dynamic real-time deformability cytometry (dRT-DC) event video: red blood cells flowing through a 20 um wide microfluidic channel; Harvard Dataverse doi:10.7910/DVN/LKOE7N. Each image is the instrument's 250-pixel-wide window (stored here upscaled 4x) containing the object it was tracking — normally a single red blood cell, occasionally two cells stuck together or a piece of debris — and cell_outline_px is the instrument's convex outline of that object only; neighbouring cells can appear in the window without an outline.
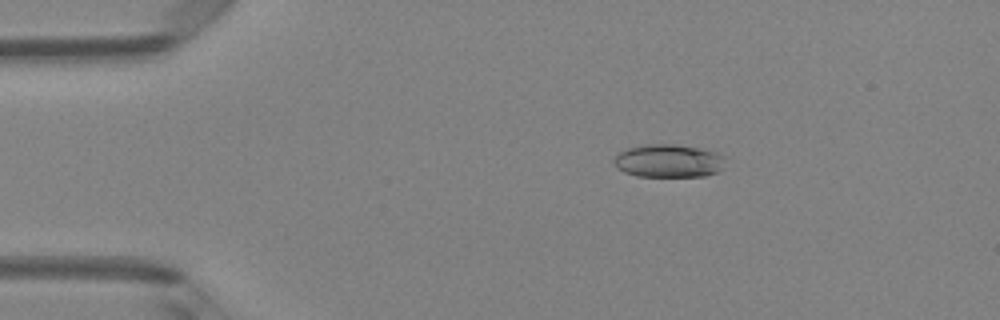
{"species": "Egyptian fruit bat (a non-hibernating species)", "species_latin": "Rousettus aegyptiacus", "temperature_condition": "room temperature", "stored_images_in_passage": 8, "camera_frame_rate_fps": 3000, "um_per_image_px": 0.085, "animal": {"sex": "female"}, "frame": {"image": 1, "passage_image": 3, "time_ms": 0.667, "image_size_px": [1000, 320], "cell_outline_px": [[724, 156], [720, 172], [704, 176], [636, 176], [624, 172], [616, 168], [612, 160], [620, 152], [628, 148], [644, 144], [676, 144], [704, 148], [716, 152]], "centroid_in_image_um": [56.82, 13.67], "position_along_channel_um": 28.2, "area_um2": 21.68}}
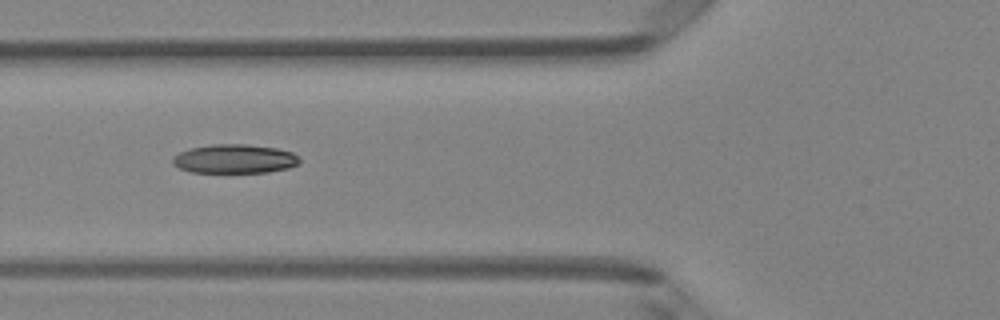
{"frame": {"image": 2, "passage_image": 6, "time_ms": 1.667, "image_size_px": [1000, 320], "cell_outline_px": [[300, 164], [288, 168], [268, 172], [192, 172], [180, 168], [172, 164], [172, 156], [188, 148], [212, 144], [248, 144], [276, 148], [292, 152], [300, 160]], "centroid_in_image_um": [19.92, 13.49], "position_along_channel_um": 105.9, "area_um2": 21.5}}
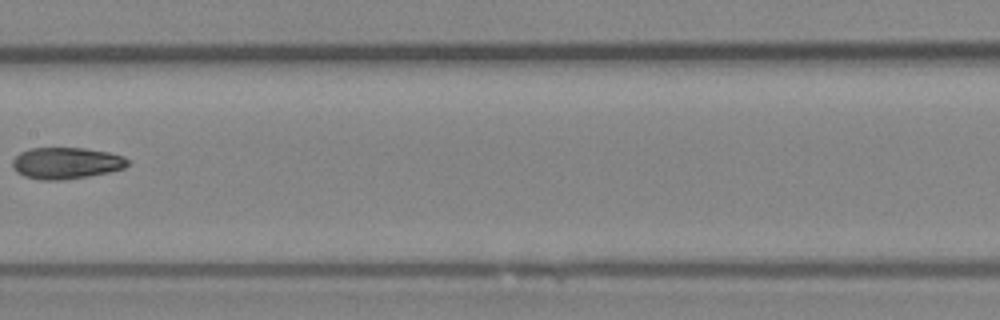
{"frame": {"image": 3, "passage_image": 8, "time_ms": 2.333, "image_size_px": [1000, 320], "cell_outline_px": [[132, 164], [124, 168], [108, 172], [88, 176], [60, 180], [40, 180], [24, 176], [16, 172], [12, 168], [12, 160], [20, 152], [28, 148], [84, 148], [108, 152], [124, 156]], "centroid_in_image_um": [5.62, 13.86], "position_along_channel_um": 201.8, "area_um2": 21.33}}